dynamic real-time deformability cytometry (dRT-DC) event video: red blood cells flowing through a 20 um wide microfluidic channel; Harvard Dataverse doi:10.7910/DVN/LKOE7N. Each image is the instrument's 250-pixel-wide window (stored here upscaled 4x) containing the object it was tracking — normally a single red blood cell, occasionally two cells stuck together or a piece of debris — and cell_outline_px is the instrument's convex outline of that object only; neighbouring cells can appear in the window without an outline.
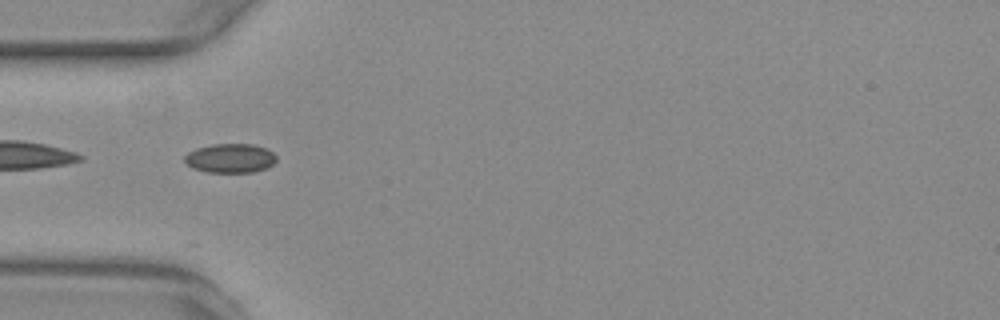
{"species": "common noctule bat (a hibernating species)", "species_latin": "Nyctalus noctula", "temperature_condition": "warm", "stored_images_in_passage": 14, "camera_frame_rate_fps": 3000, "um_per_image_px": 0.085, "animal": {"sex": "female", "body_mass_g": 29.2, "forearm_length_mm": 56.3}, "frame": {"image": 1, "passage_image": 1, "time_ms": 0.0, "image_size_px": [1000, 320], "cell_outline_px": [[276, 160], [268, 168], [252, 172], [208, 172], [192, 168], [184, 160], [184, 156], [188, 152], [196, 148], [212, 144], [252, 144], [268, 148], [276, 156]], "centroid_in_image_um": [19.58, 13.44], "position_along_channel_um": 65.4, "area_um2": 15.66}}
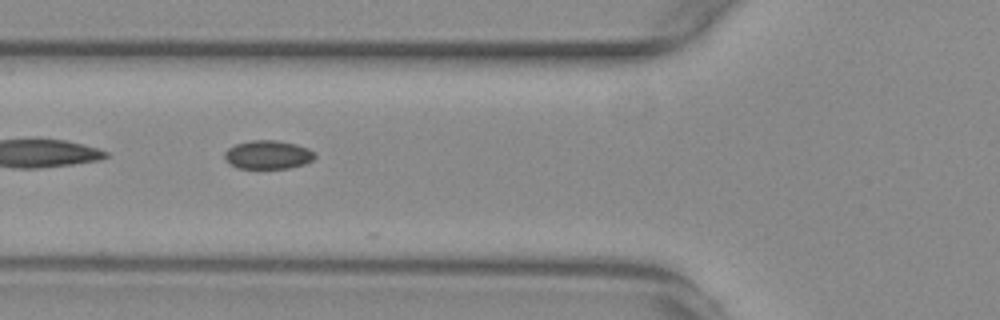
{"frame": {"image": 2, "passage_image": 4, "time_ms": 1.0, "image_size_px": [1000, 320], "cell_outline_px": [[316, 156], [312, 160], [304, 164], [288, 168], [236, 168], [224, 156], [224, 152], [228, 148], [236, 144], [252, 140], [276, 140], [296, 144], [308, 148], [316, 152]], "centroid_in_image_um": [22.81, 13.14], "position_along_channel_um": 103.0, "area_um2": 14.97}}